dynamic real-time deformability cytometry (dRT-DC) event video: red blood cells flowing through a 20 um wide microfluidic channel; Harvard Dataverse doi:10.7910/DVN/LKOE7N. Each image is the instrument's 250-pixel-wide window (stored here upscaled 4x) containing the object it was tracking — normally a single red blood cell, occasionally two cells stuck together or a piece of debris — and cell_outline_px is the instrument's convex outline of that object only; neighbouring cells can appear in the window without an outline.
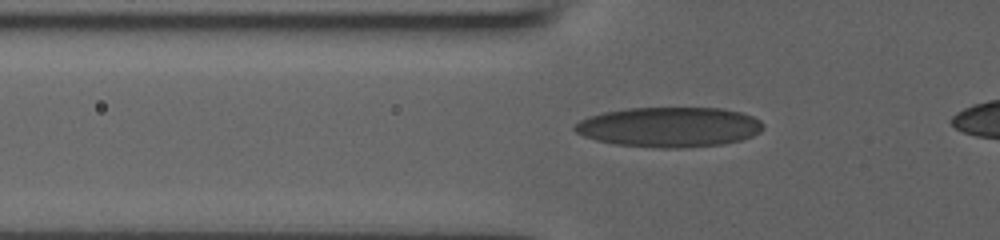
{"species": "human", "species_latin": "Homo sapiens", "temperature_condition": "room temperature", "stored_images_in_passage": 38, "camera_frame_rate_fps": 3000, "um_per_image_px": 0.085, "donor": {"sex": "male"}, "frame": {"image": 1, "passage_image": 10, "time_ms": 3.0, "image_size_px": [1000, 240], "cell_outline_px": [[764, 128], [760, 132], [752, 136], [740, 140], [724, 144], [680, 148], [660, 148], [616, 144], [596, 140], [584, 136], [576, 132], [572, 128], [580, 120], [588, 116], [604, 112], [628, 108], [720, 108], [740, 112], [752, 116], [760, 120], [764, 124]], "centroid_in_image_um": [56.9, 10.8], "position_along_channel_um": 68.9, "area_um2": 43.93}}
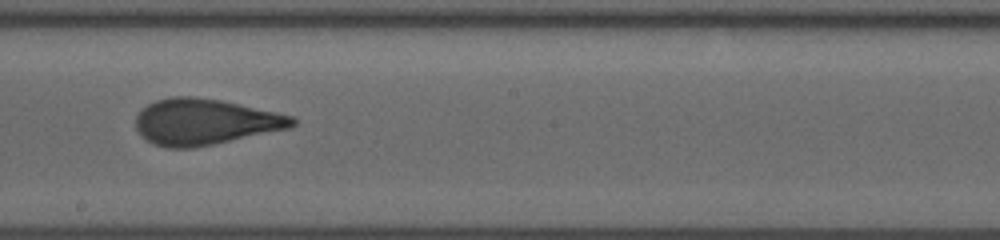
{"frame": {"image": 2, "passage_image": 22, "time_ms": 7.0, "image_size_px": [1000, 240], "cell_outline_px": [[296, 124], [292, 128], [192, 148], [168, 148], [152, 144], [140, 136], [136, 128], [136, 116], [148, 104], [156, 100], [172, 96], [196, 96], [220, 100], [276, 112], [292, 116], [296, 120]], "centroid_in_image_um": [17.4, 10.36], "position_along_channel_um": 230.8, "area_um2": 41.96}}
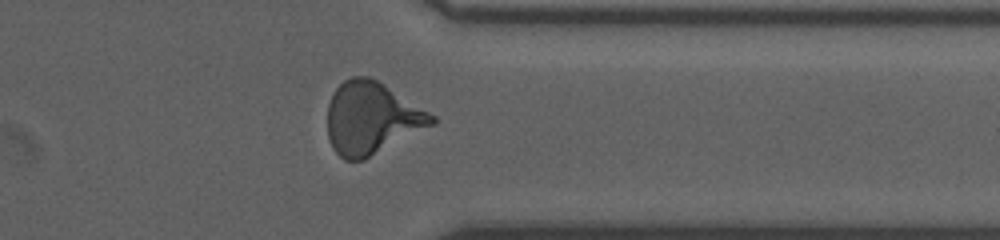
{"frame": {"image": 3, "passage_image": 33, "time_ms": 10.667, "image_size_px": [1000, 240], "cell_outline_px": [[436, 124], [364, 160], [344, 160], [332, 148], [328, 136], [328, 104], [332, 92], [344, 80], [352, 76], [368, 76], [376, 80], [436, 116]], "centroid_in_image_um": [31.58, 10.06], "position_along_channel_um": 379.8, "area_um2": 43.87}}